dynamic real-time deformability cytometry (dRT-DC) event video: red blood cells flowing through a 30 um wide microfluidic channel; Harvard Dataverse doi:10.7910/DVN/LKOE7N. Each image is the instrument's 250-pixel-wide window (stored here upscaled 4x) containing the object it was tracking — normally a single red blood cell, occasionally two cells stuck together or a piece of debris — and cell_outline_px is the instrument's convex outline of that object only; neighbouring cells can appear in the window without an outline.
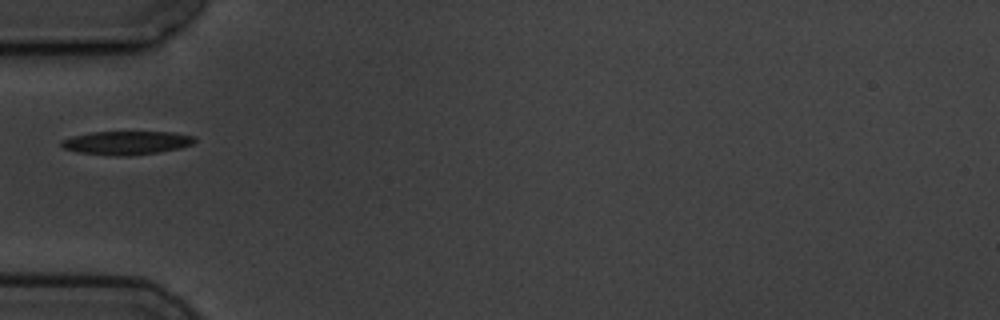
{"species": "common noctule bat (a hibernating species)", "species_latin": "Nyctalus noctula", "temperature_condition": "cold", "stored_images_in_passage": 1, "camera_frame_rate_fps": 3000, "um_per_image_px": 0.085, "animal": {"sex": "male", "body_mass_g": 19.5, "forearm_length_mm": 54.6}, "frame": {"image": 1, "passage_image": 1, "time_ms": 0.0, "image_size_px": [1000, 320], "cell_outline_px": [[196, 140], [192, 144], [180, 148], [160, 152], [128, 156], [116, 156], [76, 152], [64, 148], [60, 144], [60, 140], [72, 136], [92, 132], [176, 132], [196, 136]], "centroid_in_image_um": [10.77, 12.14], "position_along_channel_um": 74.2, "area_um2": 18.5}}